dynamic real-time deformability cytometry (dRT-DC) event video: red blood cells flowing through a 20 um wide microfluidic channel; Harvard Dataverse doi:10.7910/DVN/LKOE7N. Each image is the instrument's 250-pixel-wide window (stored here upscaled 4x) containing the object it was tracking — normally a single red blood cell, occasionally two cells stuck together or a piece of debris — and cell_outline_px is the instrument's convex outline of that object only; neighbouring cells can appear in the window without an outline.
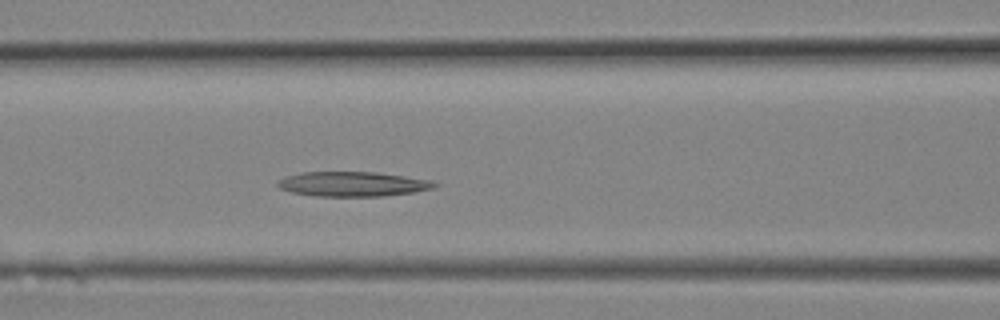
{"species": "Egyptian fruit bat (a non-hibernating species)", "species_latin": "Rousettus aegyptiacus", "temperature_condition": "room temperature", "stored_images_in_passage": 8, "camera_frame_rate_fps": 3000, "um_per_image_px": 0.085, "animal": {"sex": "female"}, "frame": {"image": 1, "passage_image": 8, "time_ms": 2.333, "image_size_px": [1000, 320], "cell_outline_px": [[440, 184], [432, 188], [412, 192], [384, 196], [316, 196], [292, 192], [280, 188], [276, 184], [284, 176], [300, 172], [376, 172], [432, 180]], "centroid_in_image_um": [29.97, 15.64], "position_along_channel_um": 136.6, "area_um2": 22.54}}